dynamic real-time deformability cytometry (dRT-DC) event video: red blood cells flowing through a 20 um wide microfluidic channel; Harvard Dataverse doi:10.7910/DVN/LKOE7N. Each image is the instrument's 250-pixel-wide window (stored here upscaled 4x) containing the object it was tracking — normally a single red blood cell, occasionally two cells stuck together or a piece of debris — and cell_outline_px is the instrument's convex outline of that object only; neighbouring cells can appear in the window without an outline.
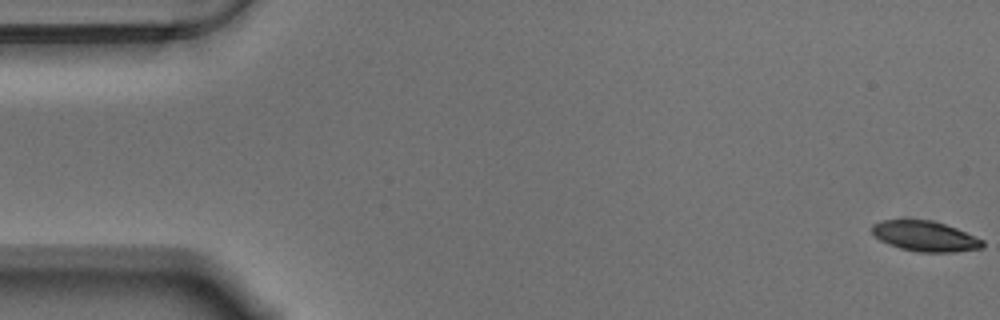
{"species": "Egyptian fruit bat (a non-hibernating species)", "species_latin": "Rousettus aegyptiacus", "temperature_condition": "warm", "stored_images_in_passage": 58, "camera_frame_rate_fps": 3000, "um_per_image_px": 0.085, "animal": {"sex": "male"}, "frame": {"image": 1, "passage_image": 1, "time_ms": 0.0, "image_size_px": [1000, 320], "cell_outline_px": [[984, 248], [956, 252], [920, 252], [900, 248], [888, 244], [880, 240], [872, 232], [872, 224], [880, 220], [932, 220], [956, 228], [984, 240]], "centroid_in_image_um": [78.65, 20.08], "position_along_channel_um": 6.4, "area_um2": 19.54}}
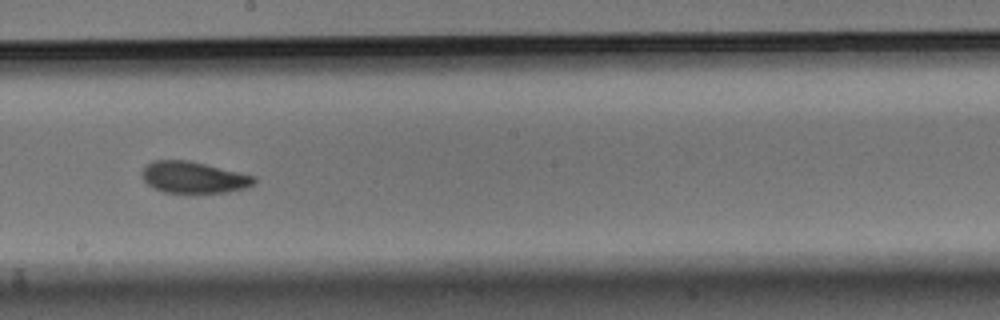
{"frame": {"image": 2, "passage_image": 32, "time_ms": 10.333, "image_size_px": [1000, 320], "cell_outline_px": [[256, 184], [244, 188], [228, 192], [164, 192], [148, 184], [140, 176], [140, 172], [144, 164], [152, 160], [188, 160], [240, 172], [256, 176]], "centroid_in_image_um": [16.43, 15.05], "position_along_channel_um": 231.8, "area_um2": 20.69}}
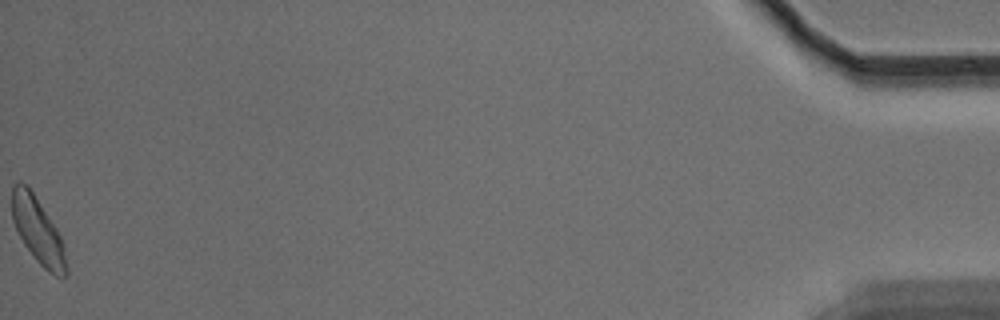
{"frame": {"image": 3, "passage_image": 58, "time_ms": 19.0, "image_size_px": [1000, 320], "cell_outline_px": [[68, 272], [64, 276], [56, 276], [48, 272], [36, 260], [24, 244], [12, 220], [12, 184], [20, 180], [28, 184], [56, 228], [64, 244], [68, 268]], "centroid_in_image_um": [3.22, 19.57], "position_along_channel_um": 432.0, "area_um2": 20.98}, "authors_computed_cell_mechanics": {"area_um2": 20.7502, "velocity_mm_per_s": 3.504, "shape_relaxation_time_tau1_ms": 5.7643, "shape_relaxation_time_tau2_ms": 3.9554, "deformation_change_tau1": 0.1383, "deformation_change_tau2": 0.0924}}